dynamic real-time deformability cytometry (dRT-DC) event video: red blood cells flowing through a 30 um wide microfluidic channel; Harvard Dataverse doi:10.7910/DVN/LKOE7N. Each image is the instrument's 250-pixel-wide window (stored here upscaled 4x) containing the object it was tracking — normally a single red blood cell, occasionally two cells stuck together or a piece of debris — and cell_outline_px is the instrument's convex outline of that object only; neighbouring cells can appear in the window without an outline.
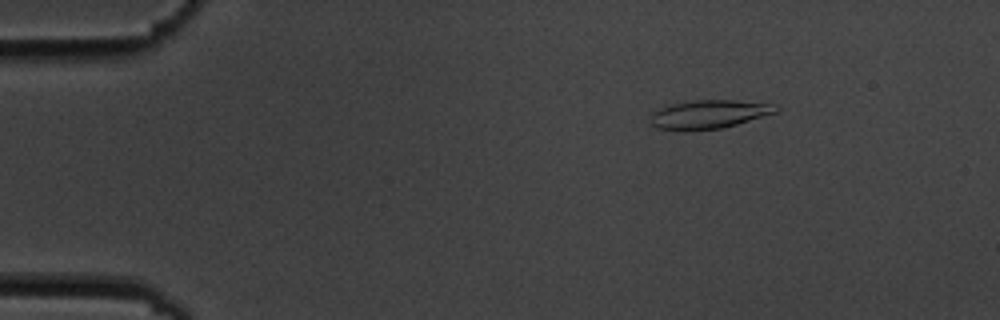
{"species": "common noctule bat (a hibernating species)", "species_latin": "Nyctalus noctula", "temperature_condition": "cold", "stored_images_in_passage": 48, "camera_frame_rate_fps": 3000, "um_per_image_px": 0.085, "animal": {"sex": "male", "body_mass_g": 19.5, "forearm_length_mm": 54.6}, "frame": {"image": 1, "passage_image": 1, "time_ms": 0.0, "image_size_px": [1000, 320], "cell_outline_px": [[780, 108], [776, 112], [736, 124], [720, 128], [684, 132], [656, 128], [652, 124], [652, 112], [672, 104], [692, 100], [732, 100], [776, 104]], "centroid_in_image_um": [60.25, 9.72], "position_along_channel_um": 24.8, "area_um2": 20.87}}
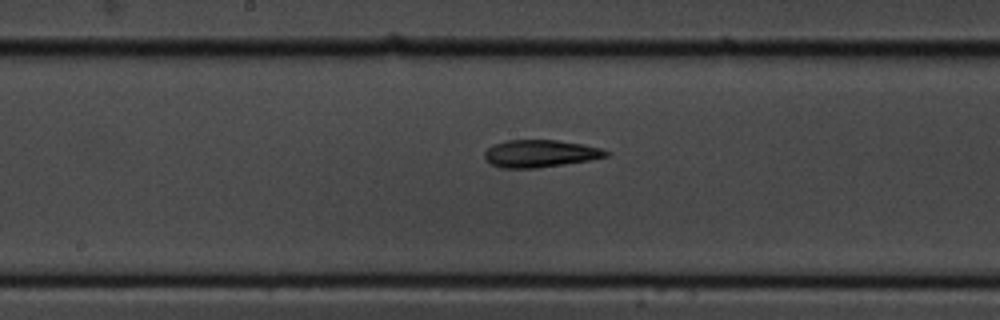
{"frame": {"image": 2, "passage_image": 22, "time_ms": 7.0, "image_size_px": [1000, 320], "cell_outline_px": [[608, 156], [588, 160], [564, 164], [536, 168], [500, 168], [492, 164], [484, 156], [484, 152], [488, 148], [496, 144], [508, 140], [556, 140], [584, 144], [600, 148], [608, 152]], "centroid_in_image_um": [45.91, 13.05], "position_along_channel_um": 202.3, "area_um2": 19.13}}
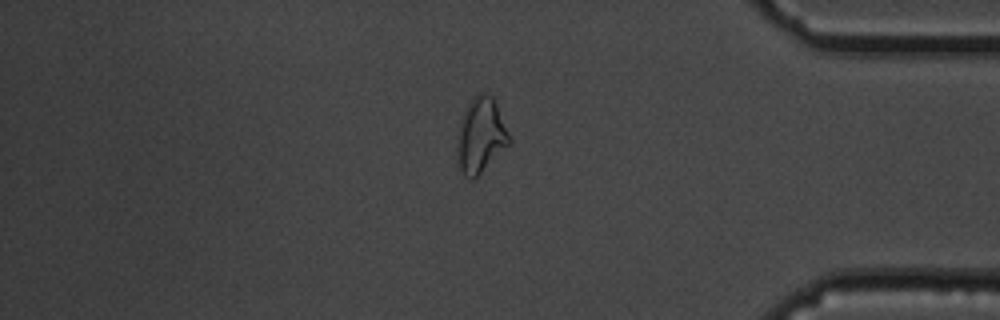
{"frame": {"image": 3, "passage_image": 40, "time_ms": 13.0, "image_size_px": [1000, 320], "cell_outline_px": [[512, 140], [472, 180], [468, 180], [464, 176], [460, 168], [456, 156], [456, 148], [460, 120], [472, 96], [476, 92], [484, 92], [492, 96], [496, 104]], "centroid_in_image_um": [40.83, 11.48], "position_along_channel_um": 394.4, "area_um2": 22.54}, "authors_computed_cell_mechanics": {"area_um2": 19.8832, "velocity_mm_per_s": 3.598, "shape_relaxation_time_tau1_ms": 6.64, "shape_relaxation_time_tau2_ms": 4.6116, "deformation_change_tau1": 0.171, "deformation_change_tau2": 0.13}}